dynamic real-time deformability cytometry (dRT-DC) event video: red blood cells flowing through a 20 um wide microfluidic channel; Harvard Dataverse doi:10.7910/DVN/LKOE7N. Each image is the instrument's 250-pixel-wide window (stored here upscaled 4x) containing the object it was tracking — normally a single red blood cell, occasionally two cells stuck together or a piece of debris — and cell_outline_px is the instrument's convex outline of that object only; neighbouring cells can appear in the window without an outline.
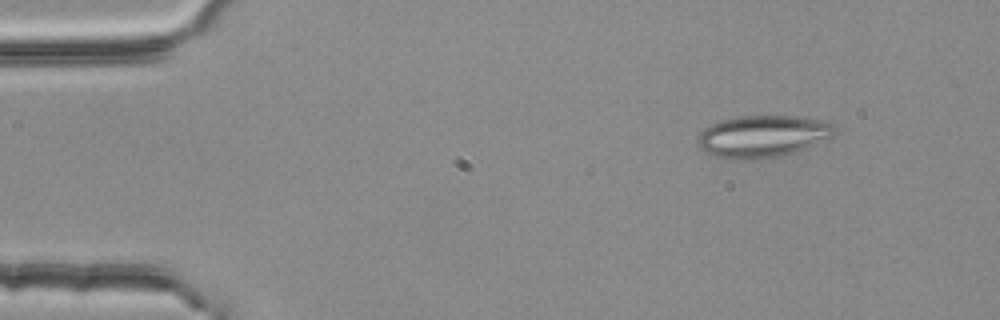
{"species": "common noctule bat (a hibernating species)", "species_latin": "Nyctalus noctula", "temperature_condition": "room temperature", "stored_images_in_passage": 3, "camera_frame_rate_fps": 3000, "um_per_image_px": 0.085, "animal": {"sex": "female", "body_mass_g": 25.1}, "frame": {"image": 1, "passage_image": 2, "time_ms": 0.333, "image_size_px": [1000, 320], "cell_outline_px": [[836, 132], [832, 136], [808, 148], [796, 152], [780, 156], [756, 160], [732, 160], [716, 156], [704, 152], [700, 148], [696, 140], [696, 136], [704, 128], [720, 120], [740, 116], [796, 116], [824, 120], [832, 124], [836, 128]], "centroid_in_image_um": [64.81, 11.6], "position_along_channel_um": 20.2, "area_um2": 34.04}}